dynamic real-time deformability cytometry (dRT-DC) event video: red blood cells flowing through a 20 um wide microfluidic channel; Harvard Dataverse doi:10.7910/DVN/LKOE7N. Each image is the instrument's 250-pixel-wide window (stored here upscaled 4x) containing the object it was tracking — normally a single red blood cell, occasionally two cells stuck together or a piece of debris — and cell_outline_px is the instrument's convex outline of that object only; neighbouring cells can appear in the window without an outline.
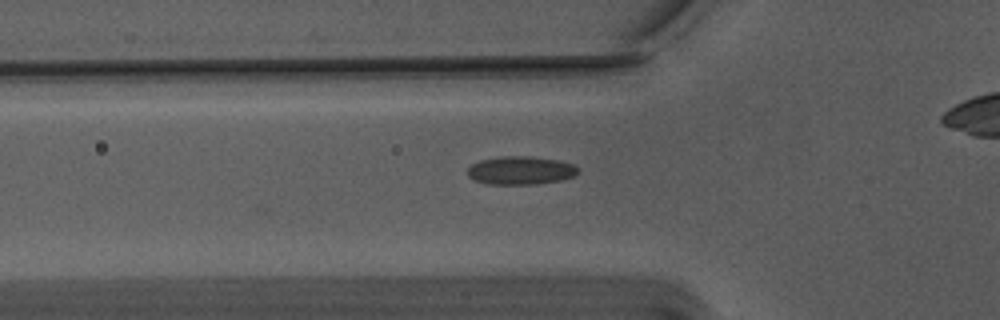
{"species": "Egyptian fruit bat (a non-hibernating species)", "species_latin": "Rousettus aegyptiacus", "temperature_condition": "warm", "stored_images_in_passage": 28, "camera_frame_rate_fps": 3000, "um_per_image_px": 0.085, "animal": {"sex": "male"}, "frame": {"image": 1, "passage_image": 2, "time_ms": 0.333, "image_size_px": [1000, 320], "cell_outline_px": [[580, 172], [572, 176], [560, 180], [536, 184], [488, 184], [476, 180], [468, 176], [468, 168], [472, 164], [480, 160], [500, 156], [532, 156], [556, 160], [572, 164], [580, 168]], "centroid_in_image_um": [44.26, 14.48], "position_along_channel_um": 81.5, "area_um2": 18.15}}
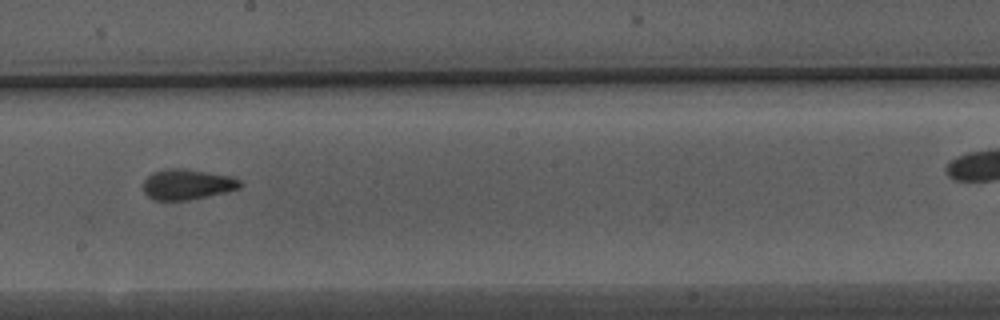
{"frame": {"image": 2, "passage_image": 14, "time_ms": 4.333, "image_size_px": [1000, 320], "cell_outline_px": [[244, 184], [240, 188], [228, 192], [188, 200], [152, 200], [144, 192], [144, 180], [152, 172], [164, 168], [184, 168], [232, 176], [240, 180]], "centroid_in_image_um": [15.94, 15.66], "position_along_channel_um": 232.3, "area_um2": 17.46}}
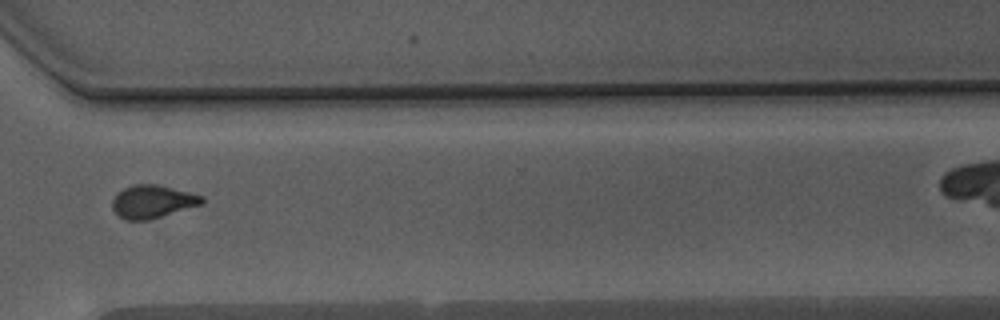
{"frame": {"image": 3, "passage_image": 24, "time_ms": 7.667, "image_size_px": [1000, 320], "cell_outline_px": [[204, 204], [148, 220], [124, 220], [112, 208], [112, 200], [124, 188], [132, 184], [156, 184], [204, 196]], "centroid_in_image_um": [12.98, 17.14], "position_along_channel_um": 357.6, "area_um2": 17.11}}